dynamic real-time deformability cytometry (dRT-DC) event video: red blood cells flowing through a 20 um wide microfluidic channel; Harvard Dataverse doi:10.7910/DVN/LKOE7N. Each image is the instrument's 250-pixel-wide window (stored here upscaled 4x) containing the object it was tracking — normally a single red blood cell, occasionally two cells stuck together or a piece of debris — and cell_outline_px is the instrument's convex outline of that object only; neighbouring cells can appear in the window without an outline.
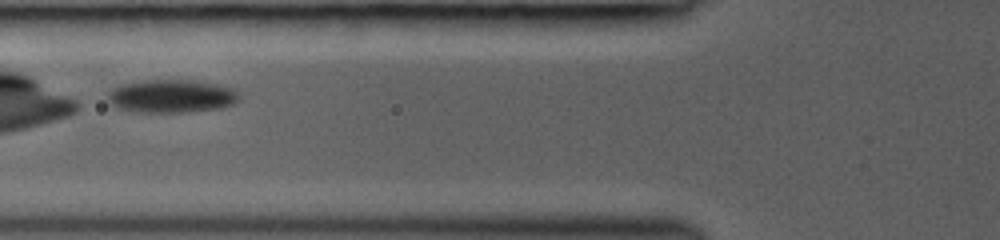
{"species": "common noctule bat (a hibernating species)", "species_latin": "Nyctalus noctula", "temperature_condition": "room temperature", "stored_images_in_passage": 3, "camera_frame_rate_fps": 3000, "um_per_image_px": 0.085, "animal": {"sex": "female", "body_mass_g": 19.0, "forearm_length_mm": 53.3}, "frame": {"image": 1, "passage_image": 3, "time_ms": 2.333, "image_size_px": [1000, 240], "cell_outline_px": [[240, 100], [232, 104], [220, 108], [188, 112], [140, 112], [116, 108], [108, 100], [108, 92], [112, 88], [120, 84], [140, 80], [192, 80], [216, 84], [232, 88], [240, 96]], "centroid_in_image_um": [14.55, 8.17], "position_along_channel_um": 111.2, "area_um2": 25.49}}